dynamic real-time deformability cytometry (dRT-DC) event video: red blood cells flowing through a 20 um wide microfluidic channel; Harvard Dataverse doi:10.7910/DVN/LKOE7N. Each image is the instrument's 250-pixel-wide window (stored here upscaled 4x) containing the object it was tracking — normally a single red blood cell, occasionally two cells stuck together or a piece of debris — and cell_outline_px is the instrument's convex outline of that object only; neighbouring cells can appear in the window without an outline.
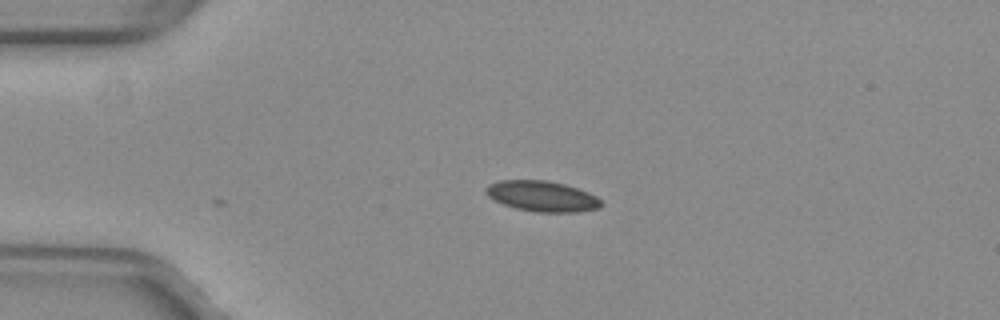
{"species": "common noctule bat (a hibernating species)", "species_latin": "Nyctalus noctula", "temperature_condition": "warm", "stored_images_in_passage": 2, "camera_frame_rate_fps": 3000, "um_per_image_px": 0.085, "animal": {"sex": "female", "body_mass_g": 29.2, "forearm_length_mm": 56.3}, "frame": {"image": 1, "passage_image": 2, "time_ms": 0.333, "image_size_px": [1000, 320], "cell_outline_px": [[604, 204], [600, 208], [580, 212], [536, 212], [516, 208], [504, 204], [488, 196], [484, 192], [484, 188], [488, 184], [500, 180], [548, 180], [564, 184], [588, 192], [596, 196]], "centroid_in_image_um": [46.09, 16.68], "position_along_channel_um": 38.9, "area_um2": 20.63}}